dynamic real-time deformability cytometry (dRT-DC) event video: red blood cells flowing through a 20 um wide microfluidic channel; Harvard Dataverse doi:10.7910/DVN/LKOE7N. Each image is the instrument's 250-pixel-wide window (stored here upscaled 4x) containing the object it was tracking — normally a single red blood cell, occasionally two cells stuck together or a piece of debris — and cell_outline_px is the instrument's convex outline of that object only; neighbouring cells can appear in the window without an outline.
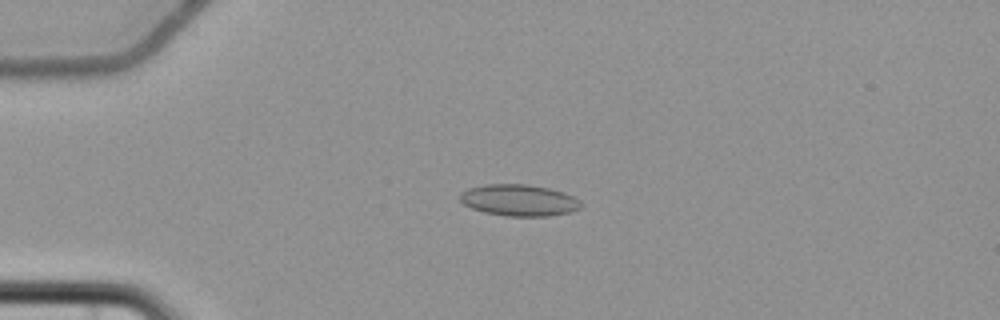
{"species": "common noctule bat (a hibernating species)", "species_latin": "Nyctalus noctula", "temperature_condition": "cold", "stored_images_in_passage": 6, "camera_frame_rate_fps": 3000, "um_per_image_px": 0.085, "animal": {"sex": "female", "body_mass_g": 22.7, "forearm_length_mm": 54.2}, "frame": {"image": 1, "passage_image": 5, "time_ms": 5.0, "image_size_px": [1000, 320], "cell_outline_px": [[584, 204], [580, 208], [568, 212], [548, 216], [508, 216], [484, 212], [472, 208], [464, 204], [460, 200], [460, 192], [468, 188], [484, 184], [528, 184], [548, 188], [564, 192], [580, 200]], "centroid_in_image_um": [44.11, 17.01], "position_along_channel_um": 40.9, "area_um2": 22.25}}